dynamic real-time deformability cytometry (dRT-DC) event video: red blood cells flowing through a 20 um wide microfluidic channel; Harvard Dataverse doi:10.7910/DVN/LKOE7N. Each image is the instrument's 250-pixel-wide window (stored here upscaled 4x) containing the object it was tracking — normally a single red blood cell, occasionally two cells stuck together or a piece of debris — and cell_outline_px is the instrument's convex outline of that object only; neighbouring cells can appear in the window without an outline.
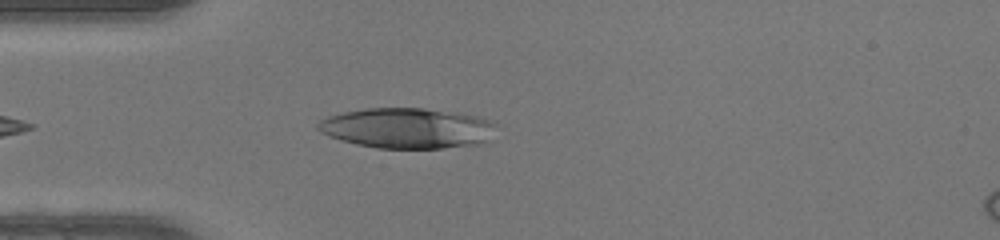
{"species": "human", "species_latin": "Homo sapiens", "temperature_condition": "warm", "stored_images_in_passage": 34, "camera_frame_rate_fps": 3000, "um_per_image_px": 0.085, "donor": {"sex": "female"}, "frame": {"image": 1, "passage_image": 2, "time_ms": 0.333, "image_size_px": [1000, 240], "cell_outline_px": [[496, 124], [488, 140], [480, 144], [440, 148], [376, 148], [356, 144], [340, 140], [328, 136], [320, 132], [316, 128], [316, 124], [320, 120], [328, 116], [344, 112], [364, 108], [424, 108], [456, 112], [480, 116], [492, 120]], "centroid_in_image_um": [34.6, 10.88], "position_along_channel_um": 50.4, "area_um2": 42.25}}
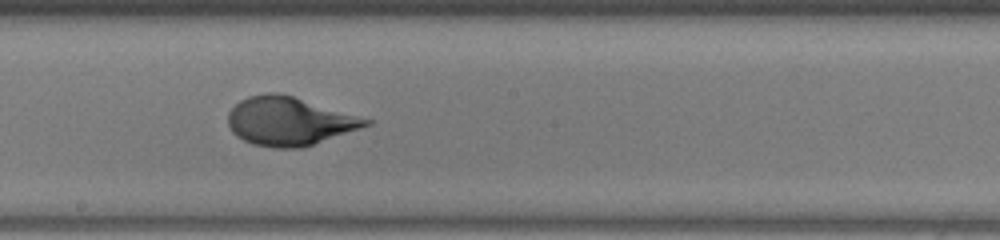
{"frame": {"image": 2, "passage_image": 15, "time_ms": 4.667, "image_size_px": [1000, 240], "cell_outline_px": [[372, 124], [300, 148], [272, 148], [252, 144], [236, 136], [232, 132], [228, 124], [228, 112], [240, 100], [248, 96], [268, 92], [280, 92], [372, 120]], "centroid_in_image_um": [24.54, 10.29], "position_along_channel_um": 223.7, "area_um2": 38.67}}
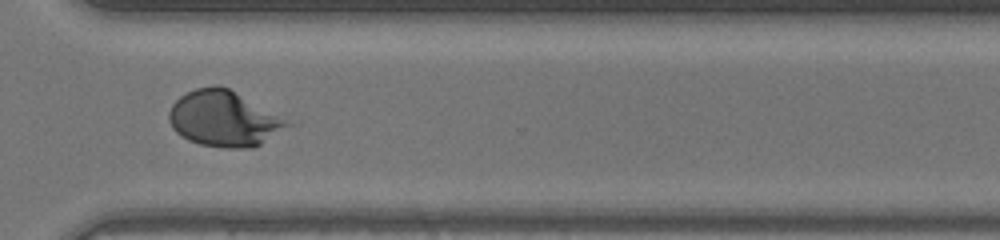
{"frame": {"image": 3, "passage_image": 24, "time_ms": 7.667, "image_size_px": [1000, 240], "cell_outline_px": [[300, 120], [296, 124], [260, 144], [252, 148], [224, 148], [200, 144], [188, 140], [180, 136], [172, 128], [168, 120], [168, 112], [172, 104], [180, 96], [196, 88], [216, 84], [228, 88]], "centroid_in_image_um": [19.19, 10.07], "position_along_channel_um": 351.4, "area_um2": 40.06}, "authors_computed_cell_mechanics": {"area_um2": 38.6682, "velocity_mm_per_s": 4.246, "shape_relaxation_time_tau1_ms": 3.626, "shape_relaxation_time_tau2_ms": null, "deformation_change_tau1": 0.2576, "deformation_change_tau2": null}}